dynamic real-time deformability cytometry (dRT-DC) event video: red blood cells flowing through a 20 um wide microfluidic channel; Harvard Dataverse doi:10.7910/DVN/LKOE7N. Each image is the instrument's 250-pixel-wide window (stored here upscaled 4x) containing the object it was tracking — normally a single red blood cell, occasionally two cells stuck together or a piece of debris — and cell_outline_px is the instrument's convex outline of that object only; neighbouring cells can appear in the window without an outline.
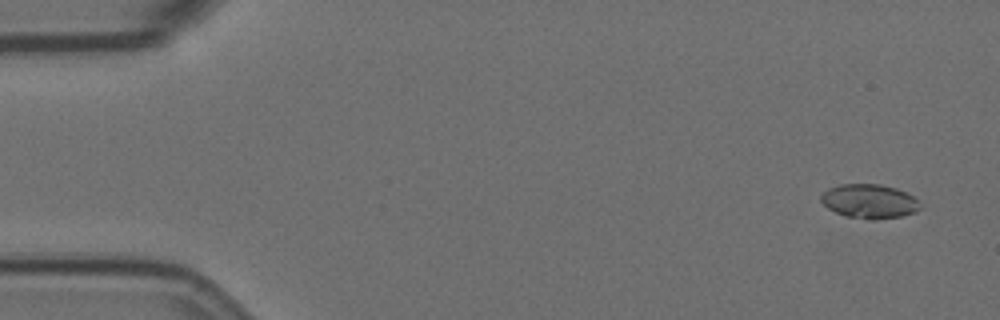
{"species": "Egyptian fruit bat (a non-hibernating species)", "species_latin": "Rousettus aegyptiacus", "temperature_condition": "room temperature", "stored_images_in_passage": 4, "camera_frame_rate_fps": 3000, "um_per_image_px": 0.085, "animal": {"sex": "female"}, "frame": {"image": 1, "passage_image": 1, "time_ms": 0.0, "image_size_px": [1000, 320], "cell_outline_px": [[924, 208], [916, 212], [900, 216], [872, 220], [844, 216], [828, 208], [820, 200], [820, 196], [828, 188], [840, 184], [880, 184], [896, 188], [920, 200]], "centroid_in_image_um": [73.93, 17.11], "position_along_channel_um": 11.1, "area_um2": 19.94}}